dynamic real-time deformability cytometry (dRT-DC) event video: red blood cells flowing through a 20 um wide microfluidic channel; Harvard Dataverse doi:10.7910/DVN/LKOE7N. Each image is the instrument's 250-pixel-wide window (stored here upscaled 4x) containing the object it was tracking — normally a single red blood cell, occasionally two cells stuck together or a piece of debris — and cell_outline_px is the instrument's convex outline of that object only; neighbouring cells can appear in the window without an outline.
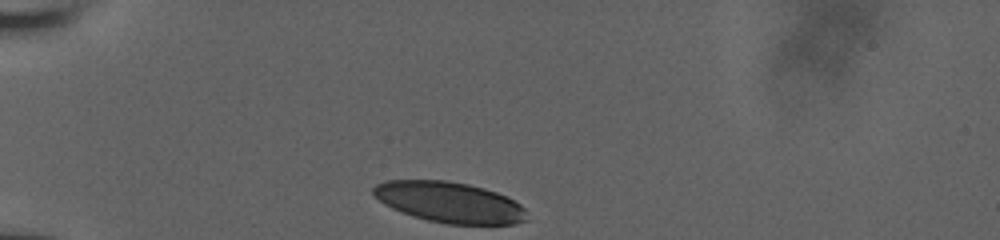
{"species": "human", "species_latin": "Homo sapiens", "temperature_condition": "room temperature", "stored_images_in_passage": 32, "camera_frame_rate_fps": 3000, "um_per_image_px": 0.085, "donor": {"sex": "male"}, "frame": {"image": 1, "passage_image": 1, "time_ms": 0.0, "image_size_px": [1000, 240], "cell_outline_px": [[528, 220], [516, 224], [448, 224], [428, 220], [412, 216], [392, 208], [384, 204], [372, 192], [372, 188], [376, 184], [388, 180], [444, 180], [468, 184], [484, 188], [496, 192], [520, 204], [524, 208]], "centroid_in_image_um": [38.2, 17.19], "position_along_channel_um": 46.8, "area_um2": 36.3}}
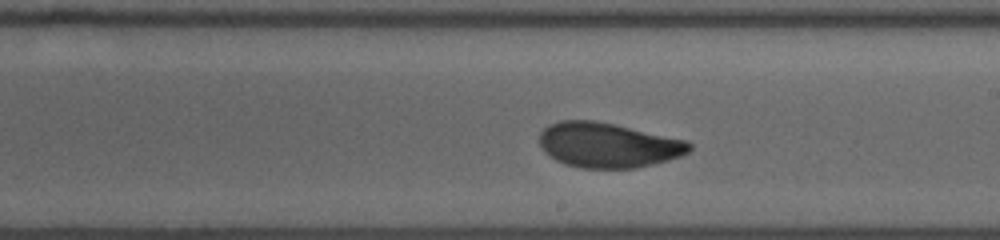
{"frame": {"image": 2, "passage_image": 19, "time_ms": 6.0, "image_size_px": [1000, 240], "cell_outline_px": [[692, 148], [688, 152], [680, 156], [668, 160], [636, 168], [580, 168], [564, 164], [556, 160], [544, 152], [540, 148], [540, 132], [548, 124], [560, 120], [596, 120], [688, 140], [692, 144]], "centroid_in_image_um": [51.67, 12.33], "position_along_channel_um": 237.3, "area_um2": 39.54}}
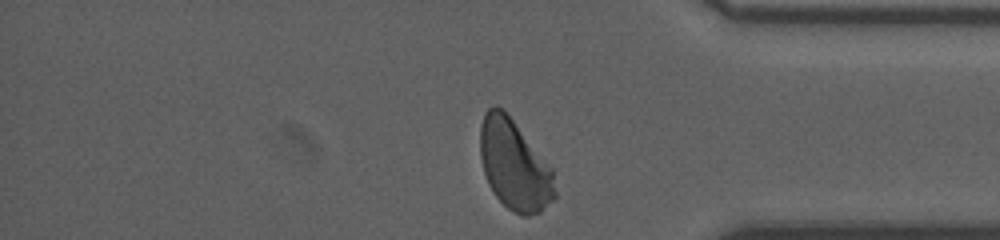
{"frame": {"image": 3, "passage_image": 32, "time_ms": 10.333, "image_size_px": [1000, 240], "cell_outline_px": [[556, 196], [540, 212], [528, 216], [520, 216], [512, 212], [492, 192], [488, 184], [484, 172], [480, 156], [480, 124], [484, 112], [492, 104], [496, 104], [504, 108], [552, 168], [556, 192]], "centroid_in_image_um": [43.7, 14.0], "position_along_channel_um": 391.5, "area_um2": 39.65}, "authors_computed_cell_mechanics": {"area_um2": 39.4485, "velocity_mm_per_s": 3.8143, "shape_relaxation_time_tau1_ms": 4.6596, "shape_relaxation_time_tau2_ms": 0.9739, "deformation_change_tau1": 0.174, "deformation_change_tau2": 0.056}}